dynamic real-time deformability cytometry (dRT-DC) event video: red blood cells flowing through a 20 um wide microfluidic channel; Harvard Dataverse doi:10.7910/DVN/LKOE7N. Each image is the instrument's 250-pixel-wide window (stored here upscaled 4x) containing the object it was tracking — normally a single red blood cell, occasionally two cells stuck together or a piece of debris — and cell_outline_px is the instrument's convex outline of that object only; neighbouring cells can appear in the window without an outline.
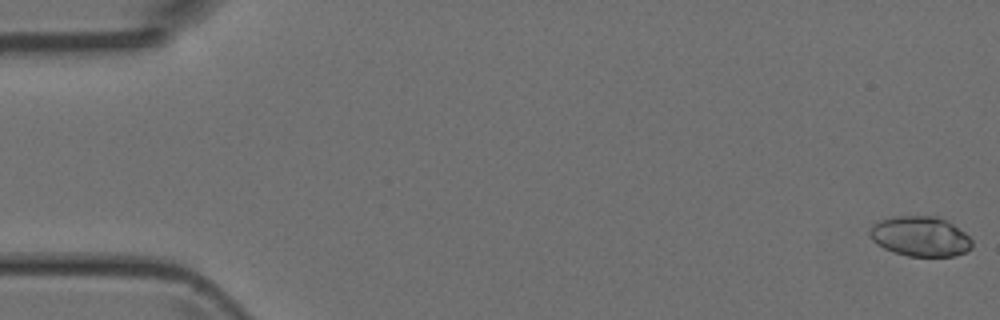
{"species": "Egyptian fruit bat (a non-hibernating species)", "species_latin": "Rousettus aegyptiacus", "temperature_condition": "room temperature", "stored_images_in_passage": 4, "camera_frame_rate_fps": 3000, "um_per_image_px": 0.085, "animal": {"sex": "female"}, "frame": {"image": 1, "passage_image": 1, "time_ms": 0.0, "image_size_px": [1000, 320], "cell_outline_px": [[972, 248], [956, 256], [908, 256], [892, 252], [876, 244], [872, 240], [868, 232], [880, 220], [892, 216], [936, 216], [952, 224], [964, 232], [972, 240]], "centroid_in_image_um": [78.22, 20.1], "position_along_channel_um": 6.8, "area_um2": 23.76}}